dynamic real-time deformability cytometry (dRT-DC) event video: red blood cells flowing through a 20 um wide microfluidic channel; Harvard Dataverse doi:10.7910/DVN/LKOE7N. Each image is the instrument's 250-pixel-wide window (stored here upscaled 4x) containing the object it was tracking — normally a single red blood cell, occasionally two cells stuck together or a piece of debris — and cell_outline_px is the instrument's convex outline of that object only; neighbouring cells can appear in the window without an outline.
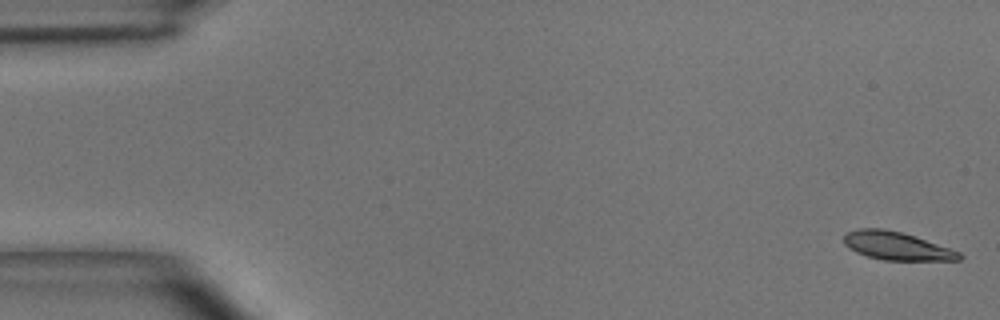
{"species": "common noctule bat (a hibernating species)", "species_latin": "Nyctalus noctula", "temperature_condition": "room temperature", "stored_images_in_passage": 49, "camera_frame_rate_fps": 3000, "um_per_image_px": 0.085, "animal": {"sex": "male", "body_mass_g": 15.6}, "frame": {"image": 1, "passage_image": 1, "time_ms": 0.0, "image_size_px": [1000, 320], "cell_outline_px": [[964, 256], [960, 260], [884, 260], [868, 256], [856, 252], [848, 248], [844, 244], [844, 232], [860, 228], [884, 228], [900, 232], [960, 252]], "centroid_in_image_um": [76.16, 20.9], "position_along_channel_um": 8.8, "area_um2": 18.67}}
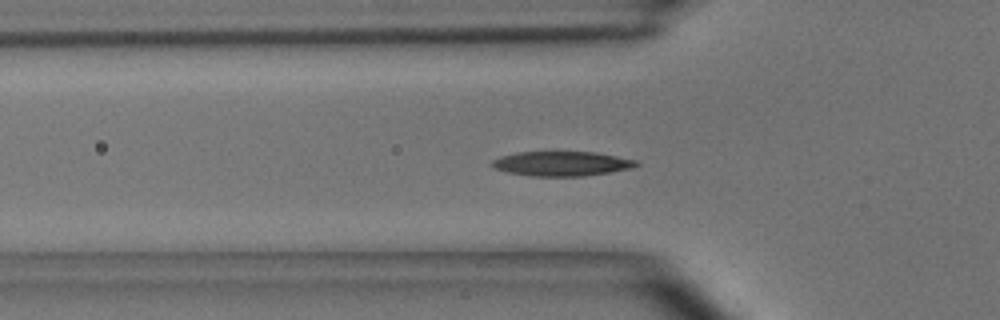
{"frame": {"image": 2, "passage_image": 16, "time_ms": 5.0, "image_size_px": [1000, 320], "cell_outline_px": [[640, 164], [632, 168], [584, 176], [532, 176], [508, 172], [492, 168], [492, 160], [500, 156], [516, 152], [596, 152], [636, 160]], "centroid_in_image_um": [47.72, 13.91], "position_along_channel_um": 78.1, "area_um2": 20.63}}
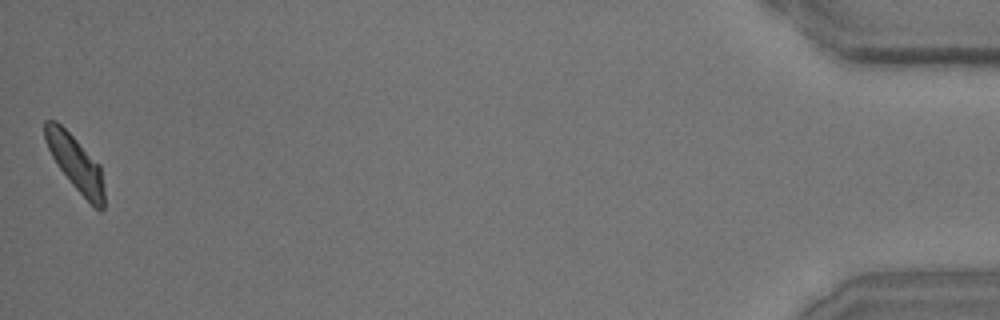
{"frame": {"image": 3, "passage_image": 49, "time_ms": 16.0, "image_size_px": [1000, 320], "cell_outline_px": [[104, 208], [100, 212], [72, 184], [60, 168], [52, 156], [48, 148], [44, 136], [44, 120], [56, 120], [100, 164], [104, 188]], "centroid_in_image_um": [6.43, 13.86], "position_along_channel_um": 428.8, "area_um2": 18.61}, "authors_computed_cell_mechanics": {"area_um2": 19.5942, "velocity_mm_per_s": 4.0355, "shape_relaxation_time_tau1_ms": 2.601, "shape_relaxation_time_tau2_ms": 6.2947, "deformation_change_tau1": 0.1229, "deformation_change_tau2": 0.1294}}